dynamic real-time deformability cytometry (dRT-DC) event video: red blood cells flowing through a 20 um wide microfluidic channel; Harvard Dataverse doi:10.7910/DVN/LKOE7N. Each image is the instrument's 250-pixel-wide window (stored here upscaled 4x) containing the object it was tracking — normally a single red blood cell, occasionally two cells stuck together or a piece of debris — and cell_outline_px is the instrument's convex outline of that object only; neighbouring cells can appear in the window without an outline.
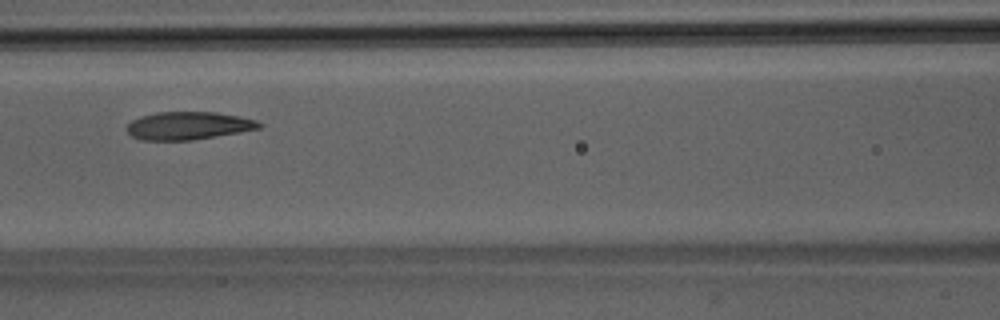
{"species": "Egyptian fruit bat (a non-hibernating species)", "species_latin": "Rousettus aegyptiacus", "temperature_condition": "room temperature", "stored_images_in_passage": 21, "camera_frame_rate_fps": 3000, "um_per_image_px": 0.085, "animal": {"sex": "male"}, "frame": {"image": 1, "passage_image": 15, "time_ms": 4.667, "image_size_px": [1000, 320], "cell_outline_px": [[264, 124], [260, 128], [240, 132], [192, 140], [140, 140], [132, 136], [124, 128], [132, 120], [140, 116], [156, 112], [216, 112], [256, 120]], "centroid_in_image_um": [15.97, 10.68], "position_along_channel_um": 150.6, "area_um2": 21.5}}